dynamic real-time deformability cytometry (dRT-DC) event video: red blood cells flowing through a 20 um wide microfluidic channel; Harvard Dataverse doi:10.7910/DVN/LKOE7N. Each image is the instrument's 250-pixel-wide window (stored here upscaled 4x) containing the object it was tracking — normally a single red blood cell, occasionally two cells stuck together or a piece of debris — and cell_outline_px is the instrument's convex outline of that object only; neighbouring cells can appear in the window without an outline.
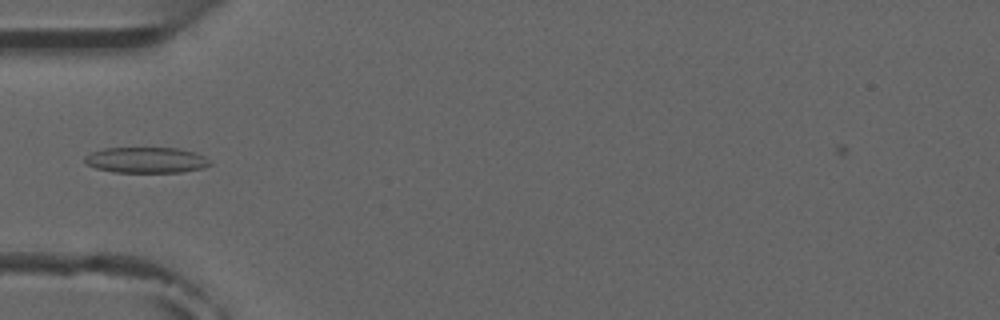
{"species": "common noctule bat (a hibernating species)", "species_latin": "Nyctalus noctula", "temperature_condition": "room temperature", "stored_images_in_passage": 6, "camera_frame_rate_fps": 3000, "um_per_image_px": 0.085, "animal": {"sex": "male", "forearm_length_mm": 52.5}, "frame": {"image": 1, "passage_image": 4, "time_ms": 4.333, "image_size_px": [1000, 320], "cell_outline_px": [[212, 164], [204, 168], [184, 172], [112, 172], [96, 168], [88, 164], [84, 160], [84, 156], [92, 152], [104, 148], [176, 148], [196, 152], [204, 156]], "centroid_in_image_um": [12.45, 13.61], "position_along_channel_um": 72.6, "area_um2": 18.84}}
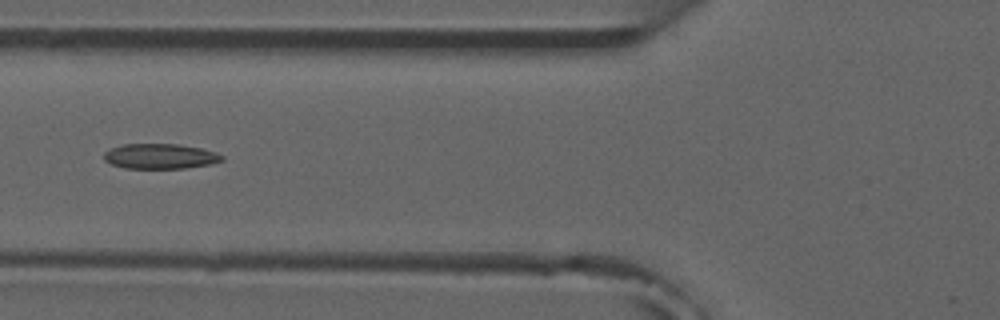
{"frame": {"image": 2, "passage_image": 5, "time_ms": 5.333, "image_size_px": [1000, 320], "cell_outline_px": [[224, 160], [212, 164], [184, 168], [128, 168], [112, 164], [104, 160], [104, 152], [108, 148], [124, 144], [176, 144], [200, 148], [216, 152], [224, 156]], "centroid_in_image_um": [13.62, 13.28], "position_along_channel_um": 112.2, "area_um2": 17.28}}
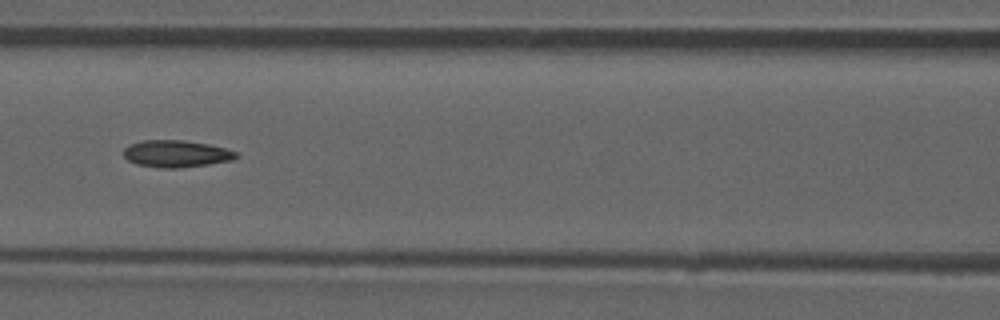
{"frame": {"image": 3, "passage_image": 6, "time_ms": 6.333, "image_size_px": [1000, 320], "cell_outline_px": [[240, 156], [232, 160], [208, 164], [180, 168], [160, 168], [136, 164], [128, 160], [124, 156], [124, 148], [128, 144], [144, 140], [184, 140], [208, 144], [224, 148], [236, 152]], "centroid_in_image_um": [14.96, 13.07], "position_along_channel_um": 151.6, "area_um2": 17.74}}